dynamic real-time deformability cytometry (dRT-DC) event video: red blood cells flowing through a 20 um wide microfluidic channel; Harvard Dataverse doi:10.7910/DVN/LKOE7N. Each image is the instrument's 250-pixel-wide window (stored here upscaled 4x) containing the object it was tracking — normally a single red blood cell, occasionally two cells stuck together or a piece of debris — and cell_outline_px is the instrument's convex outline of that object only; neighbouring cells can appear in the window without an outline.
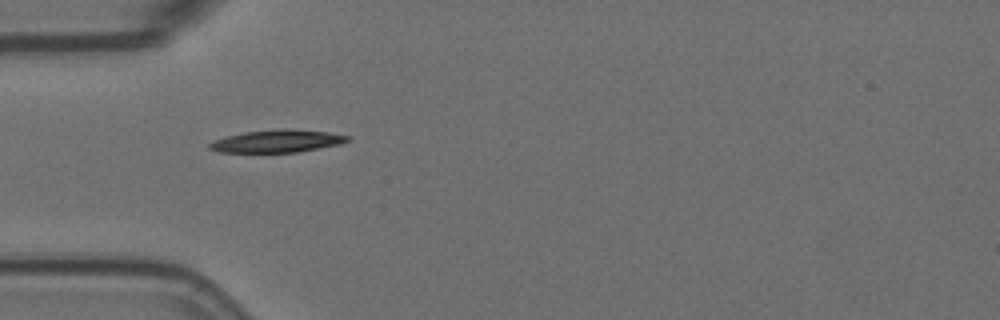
{"species": "Egyptian fruit bat (a non-hibernating species)", "species_latin": "Rousettus aegyptiacus", "temperature_condition": "room temperature", "stored_images_in_passage": 2, "camera_frame_rate_fps": 3000, "um_per_image_px": 0.085, "animal": {"sex": "female"}, "frame": {"image": 1, "passage_image": 1, "time_ms": 0.0, "image_size_px": [1000, 320], "cell_outline_px": [[348, 140], [340, 144], [296, 152], [220, 152], [208, 148], [208, 144], [216, 140], [228, 136], [244, 132], [284, 128], [328, 132], [348, 136]], "centroid_in_image_um": [23.54, 11.99], "position_along_channel_um": 61.5, "area_um2": 17.8}}
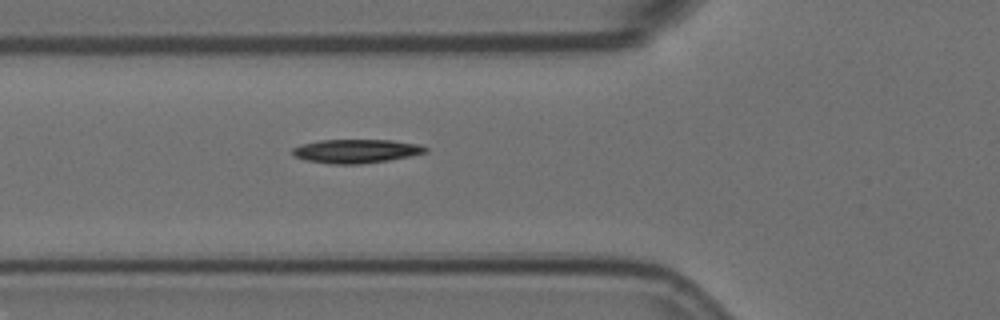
{"frame": {"image": 2, "passage_image": 2, "time_ms": 0.333, "image_size_px": [1000, 320], "cell_outline_px": [[428, 152], [388, 160], [360, 164], [328, 164], [304, 160], [296, 156], [292, 152], [292, 148], [300, 144], [320, 140], [392, 140], [420, 144], [428, 148]], "centroid_in_image_um": [30.26, 12.84], "position_along_channel_um": 95.5, "area_um2": 18.5}}